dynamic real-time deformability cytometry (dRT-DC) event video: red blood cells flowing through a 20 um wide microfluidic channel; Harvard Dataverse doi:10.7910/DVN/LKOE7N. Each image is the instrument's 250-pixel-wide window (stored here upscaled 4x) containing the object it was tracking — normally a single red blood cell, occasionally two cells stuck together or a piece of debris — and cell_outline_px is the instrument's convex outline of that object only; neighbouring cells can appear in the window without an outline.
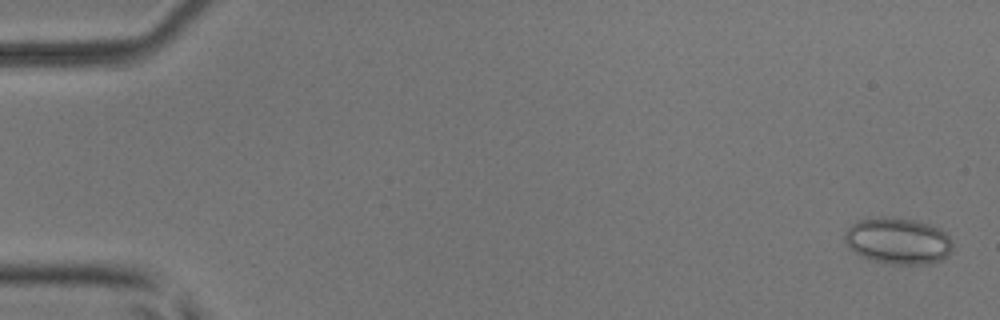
{"species": "common noctule bat (a hibernating species)", "species_latin": "Nyctalus noctula", "temperature_condition": "room temperature", "stored_images_in_passage": 52, "camera_frame_rate_fps": 3000, "um_per_image_px": 0.085, "animal": {"sex": "male", "body_mass_g": 17.9, "forearm_length_mm": 54.2}, "frame": {"image": 1, "passage_image": 2, "time_ms": 0.333, "image_size_px": [1000, 320], "cell_outline_px": [[952, 248], [940, 260], [932, 264], [888, 264], [872, 260], [860, 256], [848, 248], [844, 240], [844, 232], [852, 224], [860, 220], [880, 216], [884, 216], [916, 220], [940, 228], [948, 236], [952, 244]], "centroid_in_image_um": [76.28, 20.47], "position_along_channel_um": 8.7, "area_um2": 29.3}}
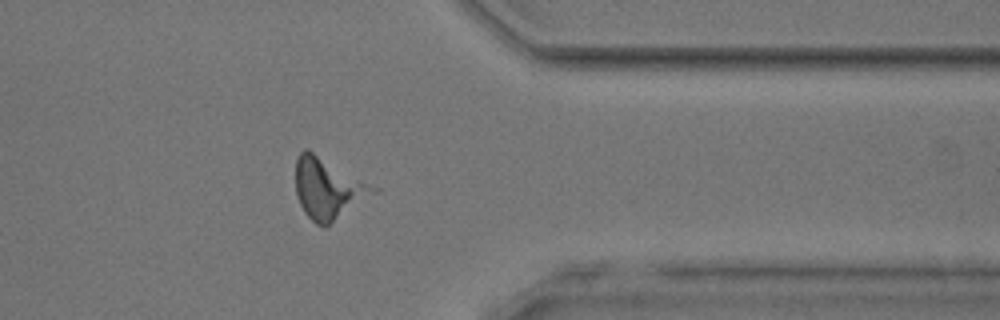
{"frame": {"image": 2, "passage_image": 42, "time_ms": 13.667, "image_size_px": [1000, 320], "cell_outline_px": [[380, 192], [324, 228], [316, 224], [304, 212], [296, 196], [296, 160], [300, 152], [304, 148], [308, 148], [380, 188]], "centroid_in_image_um": [27.93, 16.01], "position_along_channel_um": 383.5, "area_um2": 28.21}}
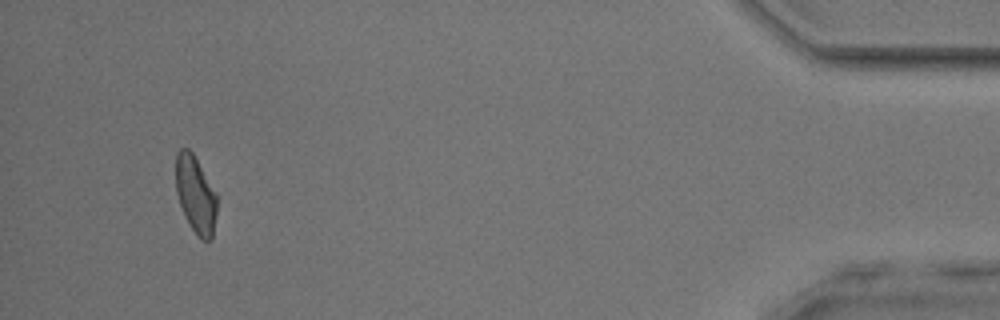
{"frame": {"image": 3, "passage_image": 49, "time_ms": 16.0, "image_size_px": [1000, 320], "cell_outline_px": [[216, 212], [212, 240], [200, 240], [196, 236], [188, 224], [184, 216], [176, 192], [176, 152], [180, 148], [188, 148], [192, 152], [216, 192]], "centroid_in_image_um": [16.61, 16.57], "position_along_channel_um": 418.6, "area_um2": 18.61}}